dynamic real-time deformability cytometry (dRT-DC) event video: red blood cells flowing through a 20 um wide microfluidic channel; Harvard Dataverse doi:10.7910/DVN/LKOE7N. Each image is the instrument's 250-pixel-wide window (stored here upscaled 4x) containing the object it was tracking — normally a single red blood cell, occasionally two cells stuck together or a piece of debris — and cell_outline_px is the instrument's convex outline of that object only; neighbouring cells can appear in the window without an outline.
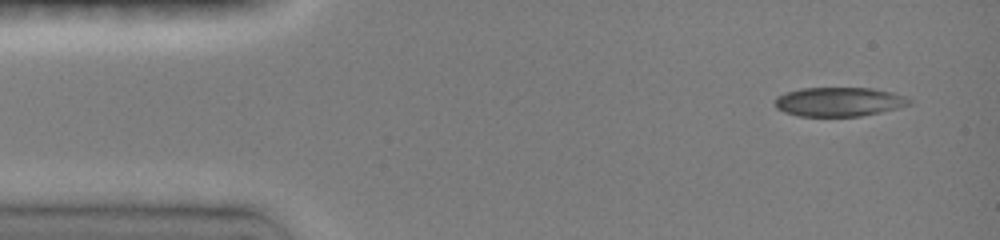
{"species": "common noctule bat (a hibernating species)", "species_latin": "Nyctalus noctula", "temperature_condition": "room temperature", "stored_images_in_passage": 8, "camera_frame_rate_fps": 3000, "um_per_image_px": 0.085, "animal": {"sex": "female", "body_mass_g": 19.0, "forearm_length_mm": 51.5}, "frame": {"image": 1, "passage_image": 1, "time_ms": 0.0, "image_size_px": [1000, 240], "cell_outline_px": [[912, 104], [900, 108], [860, 116], [800, 116], [784, 112], [776, 108], [772, 100], [776, 96], [784, 92], [800, 88], [872, 88], [892, 92], [904, 96], [912, 100]], "centroid_in_image_um": [71.29, 8.65], "position_along_channel_um": 13.7, "area_um2": 23.12}}
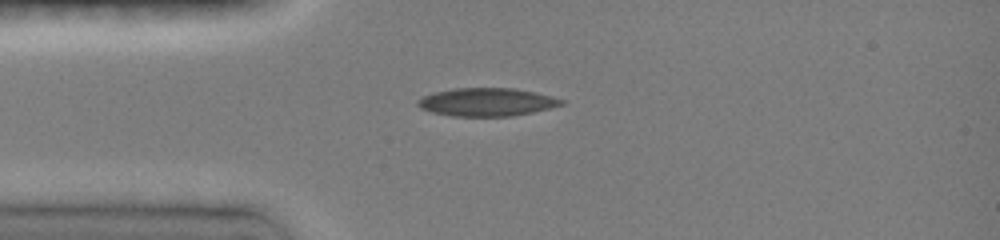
{"frame": {"image": 2, "passage_image": 5, "time_ms": 2.667, "image_size_px": [1000, 240], "cell_outline_px": [[564, 104], [532, 112], [512, 116], [452, 116], [432, 112], [420, 108], [416, 104], [416, 100], [432, 92], [452, 88], [516, 88], [552, 96], [564, 100]], "centroid_in_image_um": [41.34, 8.67], "position_along_channel_um": 43.7, "area_um2": 23.58}}
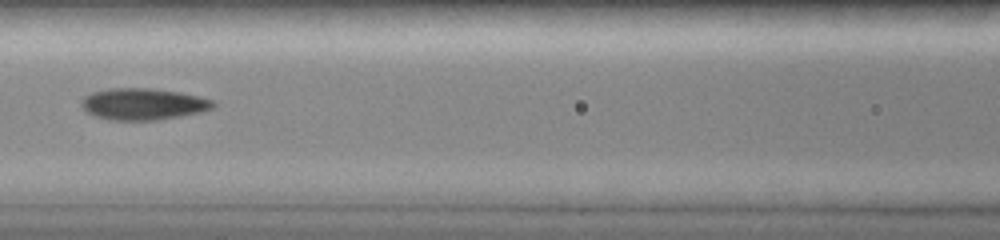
{"frame": {"image": 3, "passage_image": 8, "time_ms": 5.667, "image_size_px": [1000, 240], "cell_outline_px": [[216, 104], [212, 108], [200, 112], [156, 120], [108, 120], [96, 116], [88, 112], [80, 104], [84, 96], [92, 92], [108, 88], [152, 88], [180, 92], [200, 96], [212, 100]], "centroid_in_image_um": [12.16, 8.83], "position_along_channel_um": 154.4, "area_um2": 24.22}}